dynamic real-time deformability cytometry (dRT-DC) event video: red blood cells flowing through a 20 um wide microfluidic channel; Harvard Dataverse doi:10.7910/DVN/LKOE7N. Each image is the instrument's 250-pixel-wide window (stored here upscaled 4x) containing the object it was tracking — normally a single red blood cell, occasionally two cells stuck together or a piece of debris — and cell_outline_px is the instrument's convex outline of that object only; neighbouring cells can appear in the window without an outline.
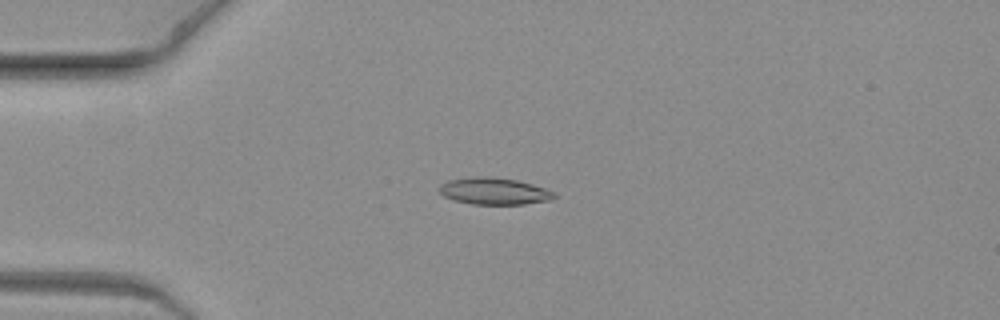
{"species": "common noctule bat (a hibernating species)", "species_latin": "Nyctalus noctula", "temperature_condition": "warm", "stored_images_in_passage": 7, "camera_frame_rate_fps": 3000, "um_per_image_px": 0.085, "animal": {"sex": "female", "body_mass_g": 19.3, "forearm_length_mm": 54.1}, "frame": {"image": 1, "passage_image": 5, "time_ms": 1.333, "image_size_px": [1000, 320], "cell_outline_px": [[556, 196], [552, 200], [524, 204], [472, 204], [452, 200], [444, 196], [440, 192], [440, 184], [448, 180], [488, 176], [516, 180], [532, 184], [544, 188], [552, 192]], "centroid_in_image_um": [42.0, 16.26], "position_along_channel_um": 43.0, "area_um2": 17.74}}
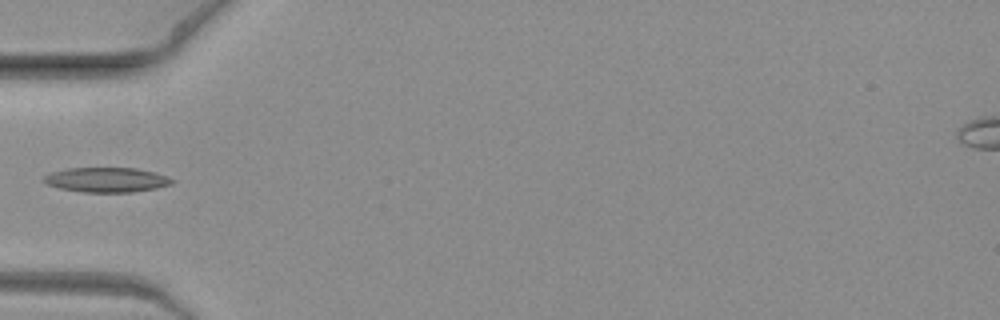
{"frame": {"image": 2, "passage_image": 7, "time_ms": 2.0, "image_size_px": [1000, 320], "cell_outline_px": [[176, 180], [172, 184], [156, 188], [132, 192], [84, 192], [60, 188], [48, 184], [44, 180], [44, 176], [52, 172], [68, 168], [136, 168], [156, 172]], "centroid_in_image_um": [9.11, 15.28], "position_along_channel_um": 75.9, "area_um2": 18.38}}